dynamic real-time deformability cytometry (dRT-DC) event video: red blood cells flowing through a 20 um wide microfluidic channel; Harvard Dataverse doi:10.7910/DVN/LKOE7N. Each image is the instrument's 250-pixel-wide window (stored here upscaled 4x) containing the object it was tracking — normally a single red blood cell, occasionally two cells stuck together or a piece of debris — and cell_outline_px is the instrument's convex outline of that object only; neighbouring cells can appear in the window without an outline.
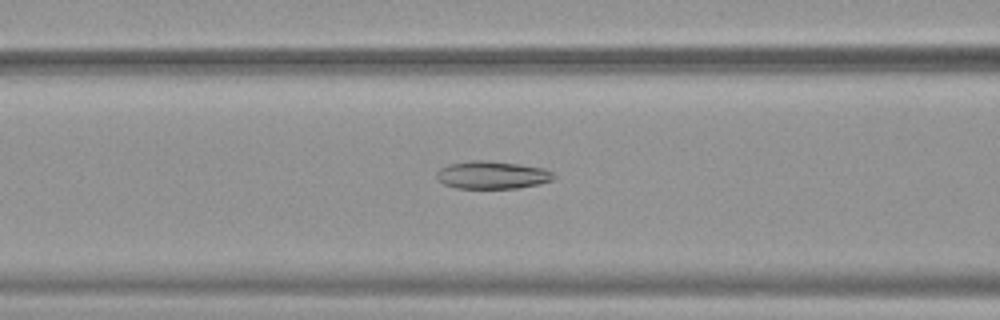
{"species": "common noctule bat (a hibernating species)", "species_latin": "Nyctalus noctula", "temperature_condition": "warm", "stored_images_in_passage": 52, "camera_frame_rate_fps": 3000, "um_per_image_px": 0.085, "animal": {"sex": "female", "body_mass_g": 19.9}, "frame": {"image": 1, "passage_image": 22, "time_ms": 7.0, "image_size_px": [1000, 320], "cell_outline_px": [[556, 176], [552, 180], [540, 184], [516, 188], [456, 188], [444, 184], [436, 180], [436, 172], [440, 168], [448, 164], [472, 160], [488, 160], [520, 164], [544, 168], [552, 172]], "centroid_in_image_um": [41.82, 14.87], "position_along_channel_um": 124.8, "area_um2": 19.13}}
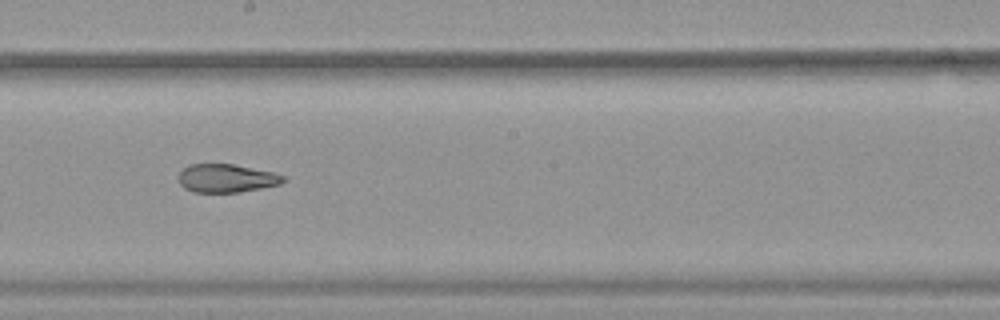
{"frame": {"image": 2, "passage_image": 30, "time_ms": 9.667, "image_size_px": [1000, 320], "cell_outline_px": [[284, 180], [280, 184], [240, 192], [192, 192], [184, 188], [180, 184], [180, 172], [188, 164], [232, 164], [272, 172], [284, 176]], "centroid_in_image_um": [19.22, 15.15], "position_along_channel_um": 229.0, "area_um2": 17.05}}
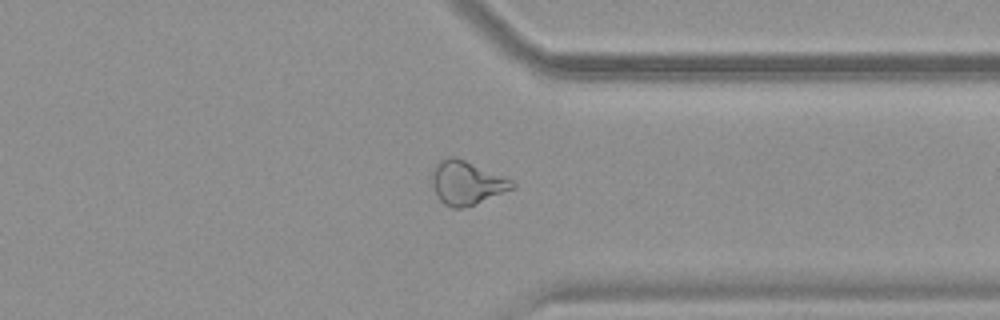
{"frame": {"image": 3, "passage_image": 41, "time_ms": 13.333, "image_size_px": [1000, 320], "cell_outline_px": [[516, 184], [512, 188], [476, 204], [464, 208], [452, 208], [444, 204], [440, 200], [428, 176], [436, 164], [440, 160], [448, 156], [456, 156], [512, 180]], "centroid_in_image_um": [39.6, 15.52], "position_along_channel_um": 371.8, "area_um2": 20.4}, "authors_computed_cell_mechanics": {"area_um2": 22.4264, "velocity_mm_per_s": 3.9188, "shape_relaxation_time_tau1_ms": null, "shape_relaxation_time_tau2_ms": 2.279, "deformation_change_tau1": null, "deformation_change_tau2": 0.0872}}